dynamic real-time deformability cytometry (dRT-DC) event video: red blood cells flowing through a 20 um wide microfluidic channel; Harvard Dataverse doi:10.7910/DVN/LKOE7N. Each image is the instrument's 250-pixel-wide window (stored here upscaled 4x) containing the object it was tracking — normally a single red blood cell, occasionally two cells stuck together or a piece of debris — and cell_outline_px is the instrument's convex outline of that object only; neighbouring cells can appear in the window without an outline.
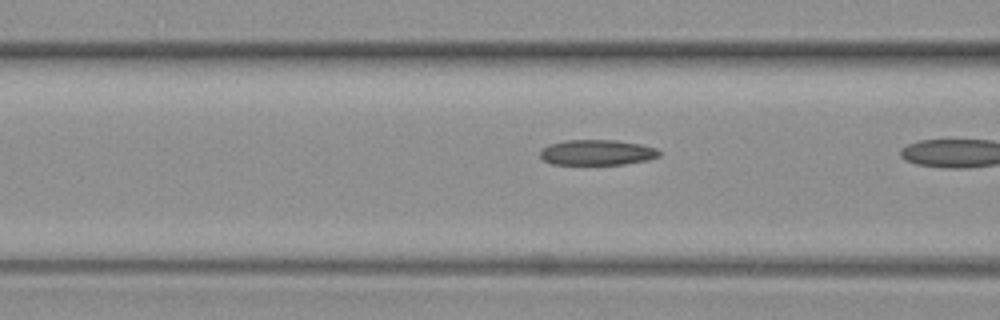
{"species": "common noctule bat (a hibernating species)", "species_latin": "Nyctalus noctula", "temperature_condition": "warm", "stored_images_in_passage": 9, "camera_frame_rate_fps": 3000, "um_per_image_px": 0.085, "animal": {"sex": "female", "body_mass_g": 19.3, "forearm_length_mm": 54.1}, "frame": {"image": 1, "passage_image": 8, "time_ms": 2.333, "image_size_px": [1000, 320], "cell_outline_px": [[660, 156], [648, 160], [624, 164], [552, 164], [544, 160], [540, 156], [540, 148], [548, 144], [564, 140], [616, 140], [640, 144], [656, 148], [660, 152]], "centroid_in_image_um": [50.72, 12.95], "position_along_channel_um": 115.9, "area_um2": 17.74}}